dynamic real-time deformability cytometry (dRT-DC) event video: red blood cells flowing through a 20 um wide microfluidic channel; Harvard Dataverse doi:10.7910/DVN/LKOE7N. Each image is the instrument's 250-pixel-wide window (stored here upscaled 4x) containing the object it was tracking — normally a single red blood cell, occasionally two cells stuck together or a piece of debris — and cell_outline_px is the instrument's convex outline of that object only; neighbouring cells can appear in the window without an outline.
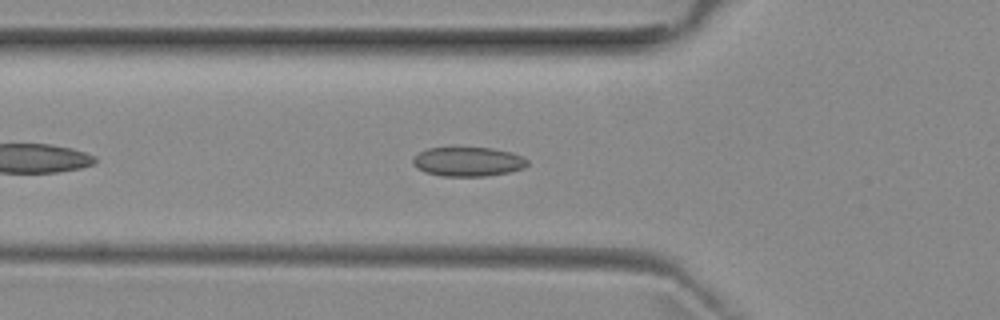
{"species": "common noctule bat (a hibernating species)", "species_latin": "Nyctalus noctula", "temperature_condition": "room temperature", "stored_images_in_passage": 37, "camera_frame_rate_fps": 3000, "um_per_image_px": 0.085, "animal": {"sex": "female", "body_mass_g": 29.2, "forearm_length_mm": 56.3}, "frame": {"image": 1, "passage_image": 7, "time_ms": 2.0, "image_size_px": [1000, 320], "cell_outline_px": [[528, 164], [524, 168], [508, 172], [484, 176], [440, 176], [424, 172], [416, 168], [412, 164], [412, 160], [420, 152], [428, 148], [452, 144], [492, 148], [512, 152], [524, 156], [528, 160]], "centroid_in_image_um": [39.75, 13.69], "position_along_channel_um": 86.1, "area_um2": 20.52}}
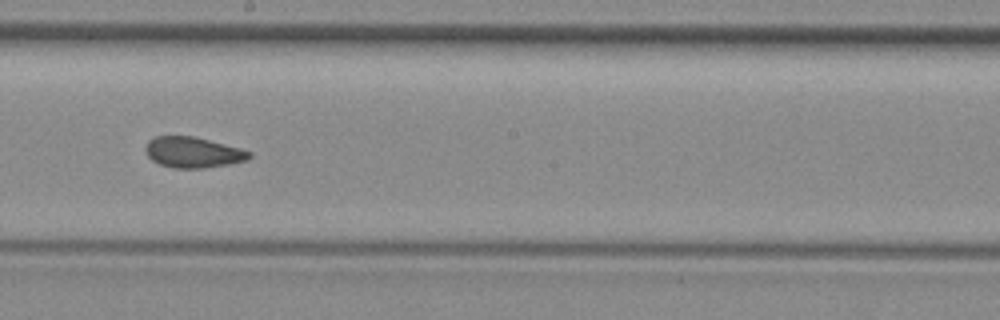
{"frame": {"image": 2, "passage_image": 18, "time_ms": 5.667, "image_size_px": [1000, 320], "cell_outline_px": [[252, 156], [248, 160], [228, 164], [204, 168], [172, 168], [160, 164], [152, 160], [148, 156], [144, 148], [148, 140], [156, 136], [196, 136], [240, 148], [252, 152]], "centroid_in_image_um": [16.41, 12.94], "position_along_channel_um": 231.8, "area_um2": 18.73}}
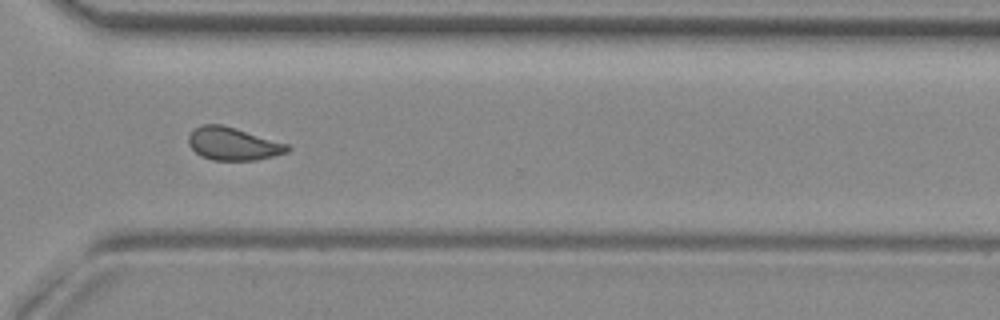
{"frame": {"image": 3, "passage_image": 27, "time_ms": 8.667, "image_size_px": [1000, 320], "cell_outline_px": [[292, 148], [288, 152], [256, 160], [212, 160], [200, 156], [188, 144], [188, 136], [196, 128], [204, 124], [220, 124], [236, 128], [288, 144]], "centroid_in_image_um": [19.82, 12.23], "position_along_channel_um": 350.8, "area_um2": 18.84}}